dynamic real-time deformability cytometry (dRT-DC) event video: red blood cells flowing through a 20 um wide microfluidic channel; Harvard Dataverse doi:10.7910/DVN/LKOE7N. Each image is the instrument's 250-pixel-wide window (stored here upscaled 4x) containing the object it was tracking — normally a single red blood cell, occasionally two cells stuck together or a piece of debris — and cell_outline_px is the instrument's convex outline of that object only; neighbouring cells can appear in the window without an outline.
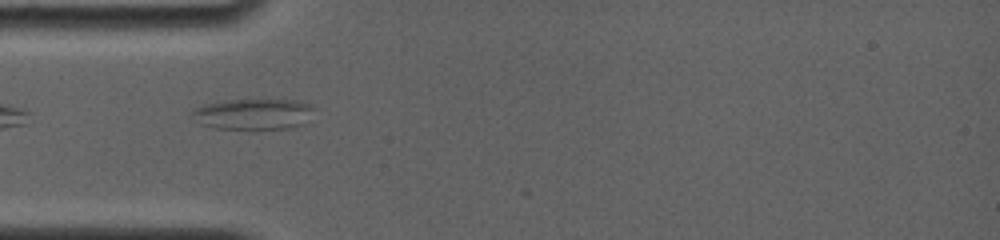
{"species": "common noctule bat (a hibernating species)", "species_latin": "Nyctalus noctula", "temperature_condition": "room temperature", "stored_images_in_passage": 2, "camera_frame_rate_fps": 4000, "um_per_image_px": 0.085, "animal": {"sex": "female", "body_mass_g": 19.0, "forearm_length_mm": 56.7}, "frame": {"image": 1, "passage_image": 1, "time_ms": 0.0, "image_size_px": [1000, 240], "cell_outline_px": [[316, 108], [304, 124], [288, 128], [212, 128], [200, 124], [192, 112], [196, 108], [204, 104], [216, 100], [300, 100], [312, 104]], "centroid_in_image_um": [21.58, 9.67], "position_along_channel_um": 63.4, "area_um2": 21.91}}